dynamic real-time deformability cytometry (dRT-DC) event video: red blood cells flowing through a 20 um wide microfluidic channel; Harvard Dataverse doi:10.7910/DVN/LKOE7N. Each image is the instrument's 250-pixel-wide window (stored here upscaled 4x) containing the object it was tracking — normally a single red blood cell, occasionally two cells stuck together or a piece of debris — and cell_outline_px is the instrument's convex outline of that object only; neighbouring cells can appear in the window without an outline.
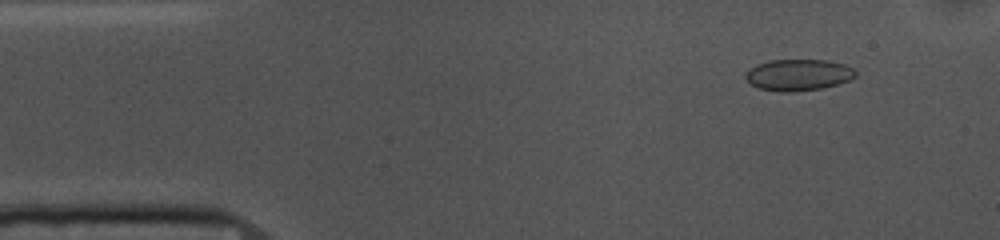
{"species": "common noctule bat (a hibernating species)", "species_latin": "Nyctalus noctula", "temperature_condition": "cold", "stored_images_in_passage": 51, "camera_frame_rate_fps": 3000, "um_per_image_px": 0.085, "animal": {"sex": "female", "body_mass_g": 10.0, "forearm_length_mm": 53.1}, "frame": {"image": 1, "passage_image": 3, "time_ms": 0.667, "image_size_px": [1000, 240], "cell_outline_px": [[856, 76], [840, 84], [820, 88], [792, 92], [780, 92], [760, 88], [752, 84], [744, 76], [744, 72], [756, 64], [768, 60], [828, 60], [844, 64], [852, 68], [856, 72]], "centroid_in_image_um": [67.85, 6.36], "position_along_channel_um": 17.2, "area_um2": 20.17}}
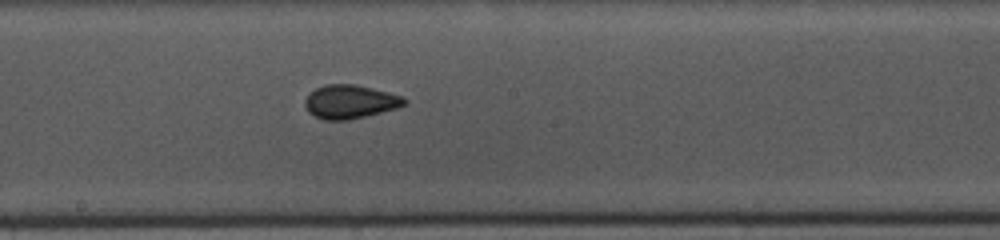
{"frame": {"image": 2, "passage_image": 25, "time_ms": 8.0, "image_size_px": [1000, 240], "cell_outline_px": [[408, 100], [404, 104], [396, 108], [348, 120], [324, 120], [308, 112], [304, 104], [304, 100], [308, 92], [324, 84], [356, 84], [404, 96]], "centroid_in_image_um": [29.72, 8.63], "position_along_channel_um": 218.5, "area_um2": 19.54}}
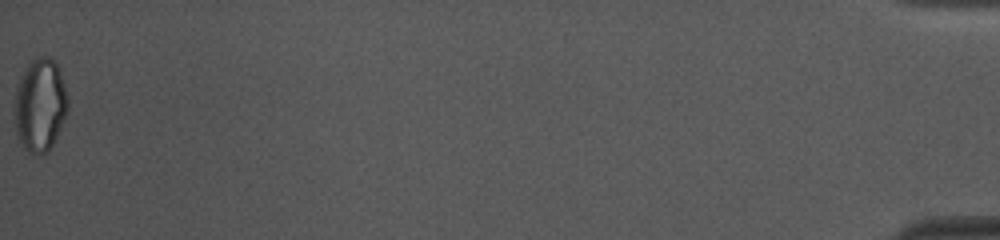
{"frame": {"image": 3, "passage_image": 51, "time_ms": 16.667, "image_size_px": [1000, 240], "cell_outline_px": [[68, 112], [48, 152], [36, 156], [28, 152], [24, 148], [16, 132], [12, 112], [16, 84], [28, 64], [36, 56], [48, 56], [56, 64], [64, 84], [68, 96]], "centroid_in_image_um": [3.37, 8.95], "position_along_channel_um": 431.8, "area_um2": 29.36}, "authors_computed_cell_mechanics": {"area_um2": 19.5364, "velocity_mm_per_s": 3.7034, "shape_relaxation_time_tau1_ms": null, "shape_relaxation_time_tau2_ms": 3.2846, "deformation_change_tau1": null, "deformation_change_tau2": 0.0681}}